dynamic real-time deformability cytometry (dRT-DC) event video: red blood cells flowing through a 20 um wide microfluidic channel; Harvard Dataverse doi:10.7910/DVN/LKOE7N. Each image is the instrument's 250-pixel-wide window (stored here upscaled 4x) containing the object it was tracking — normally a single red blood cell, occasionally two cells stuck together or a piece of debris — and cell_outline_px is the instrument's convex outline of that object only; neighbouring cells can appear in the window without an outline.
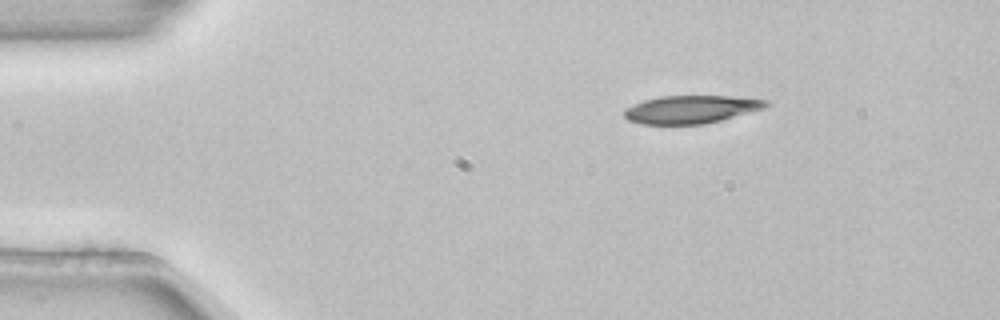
{"species": "common noctule bat (a hibernating species)", "species_latin": "Nyctalus noctula", "temperature_condition": "room temperature", "stored_images_in_passage": 4, "segment_of_instrument_passage": [2, 2], "camera_frame_rate_fps": 3000, "um_per_image_px": 0.085, "animal": {"sex": "female", "body_mass_g": 22.7, "forearm_length_mm": 54.2}, "frame": {"image": 1, "passage_image": 4, "time_ms": 1.0, "image_size_px": [1000, 320], "cell_outline_px": [[768, 104], [764, 108], [720, 120], [704, 124], [640, 124], [628, 120], [624, 116], [624, 108], [632, 104], [644, 100], [660, 96], [728, 96], [768, 100]], "centroid_in_image_um": [58.68, 9.29], "position_along_channel_um": 26.3, "area_um2": 22.95}}